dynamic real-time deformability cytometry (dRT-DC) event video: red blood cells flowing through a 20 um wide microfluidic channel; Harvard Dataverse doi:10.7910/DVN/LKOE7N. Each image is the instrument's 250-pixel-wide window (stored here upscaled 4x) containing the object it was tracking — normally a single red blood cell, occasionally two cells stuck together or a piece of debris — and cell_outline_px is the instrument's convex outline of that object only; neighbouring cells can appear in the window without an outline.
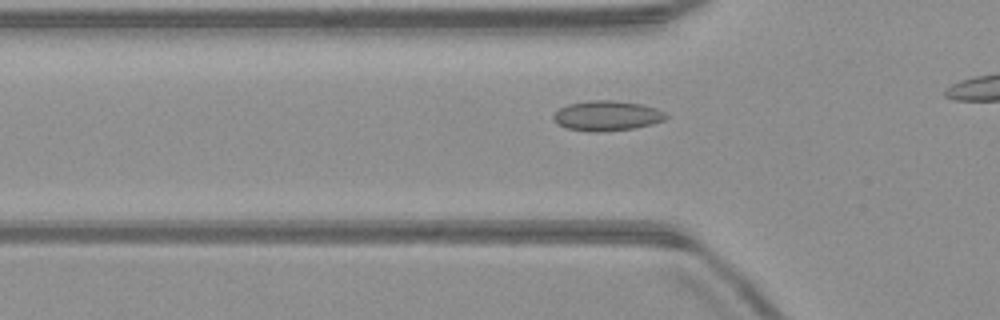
{"species": "common noctule bat (a hibernating species)", "species_latin": "Nyctalus noctula", "temperature_condition": "warm", "stored_images_in_passage": 30, "camera_frame_rate_fps": 3000, "um_per_image_px": 0.085, "animal": {"sex": "male", "body_mass_g": 23.1, "forearm_length_mm": 52.7}, "frame": {"image": 1, "passage_image": 9, "time_ms": 2.667, "image_size_px": [1000, 320], "cell_outline_px": [[668, 116], [664, 120], [652, 124], [636, 128], [600, 132], [588, 132], [564, 128], [556, 124], [552, 120], [552, 116], [560, 108], [568, 104], [588, 100], [616, 100], [640, 104], [656, 108], [664, 112]], "centroid_in_image_um": [51.55, 9.85], "position_along_channel_um": 74.3, "area_um2": 20.0}}
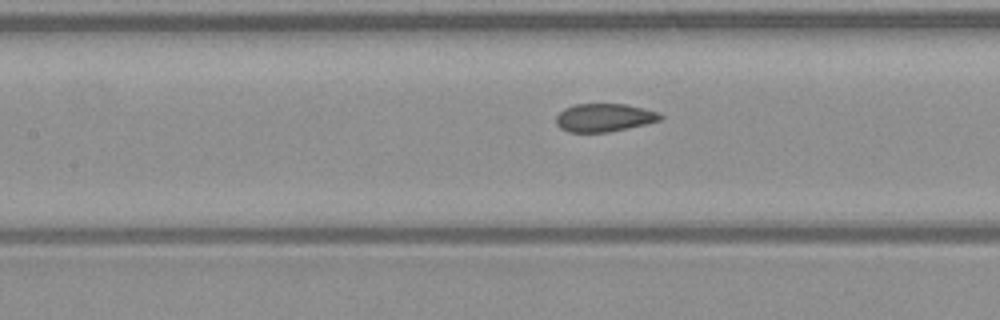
{"frame": {"image": 2, "passage_image": 15, "time_ms": 4.667, "image_size_px": [1000, 320], "cell_outline_px": [[664, 116], [660, 120], [628, 128], [608, 132], [568, 132], [560, 128], [556, 124], [556, 116], [564, 108], [576, 104], [624, 104], [644, 108], [660, 112]], "centroid_in_image_um": [51.35, 9.99], "position_along_channel_um": 156.0, "area_um2": 17.11}}
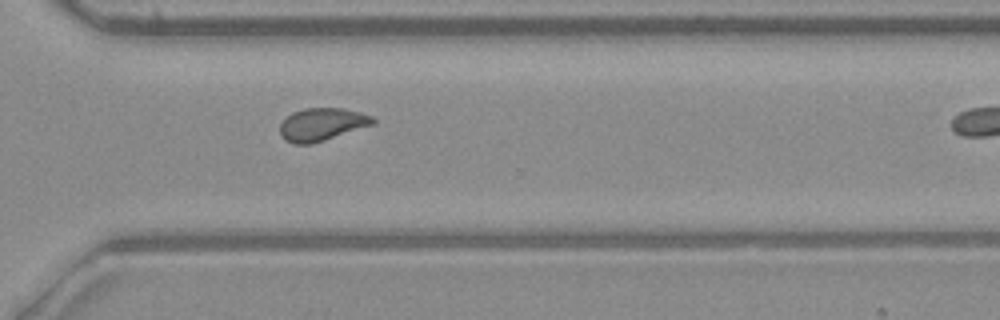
{"frame": {"image": 3, "passage_image": 29, "time_ms": 9.333, "image_size_px": [1000, 320], "cell_outline_px": [[376, 124], [312, 144], [296, 144], [284, 140], [280, 136], [280, 124], [292, 112], [304, 108], [344, 108], [360, 112], [372, 116], [376, 120]], "centroid_in_image_um": [27.38, 10.57], "position_along_channel_um": 343.2, "area_um2": 17.92}}